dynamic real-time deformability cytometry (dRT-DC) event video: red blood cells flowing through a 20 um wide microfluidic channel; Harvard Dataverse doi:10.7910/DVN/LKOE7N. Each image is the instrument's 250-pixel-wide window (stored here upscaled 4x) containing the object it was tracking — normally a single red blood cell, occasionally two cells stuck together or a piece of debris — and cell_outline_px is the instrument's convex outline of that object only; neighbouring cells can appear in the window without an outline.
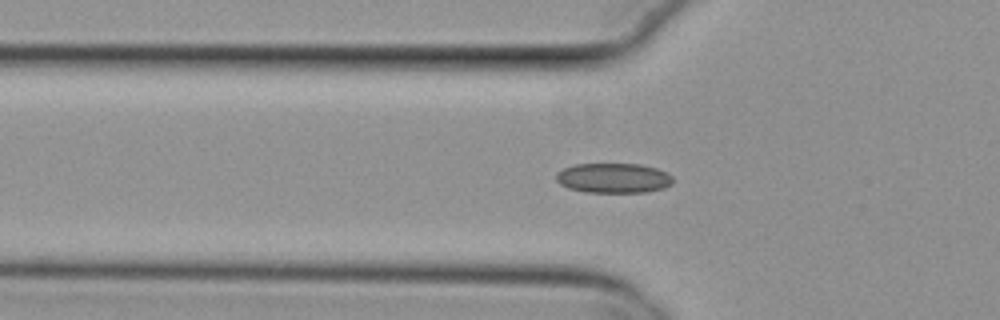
{"species": "common noctule bat (a hibernating species)", "species_latin": "Nyctalus noctula", "temperature_condition": "cold", "stored_images_in_passage": 41, "segment_of_instrument_passage": [1, 2], "camera_frame_rate_fps": 3000, "um_per_image_px": 0.085, "animal": {"sex": "female", "body_mass_g": 29.2, "forearm_length_mm": 56.3}, "frame": {"image": 1, "passage_image": 4, "time_ms": 1.0, "image_size_px": [1000, 320], "cell_outline_px": [[672, 184], [664, 188], [648, 192], [584, 192], [568, 188], [560, 184], [556, 180], [556, 172], [564, 168], [576, 164], [640, 164], [656, 168], [672, 176]], "centroid_in_image_um": [52.13, 15.14], "position_along_channel_um": 73.7, "area_um2": 20.35}}
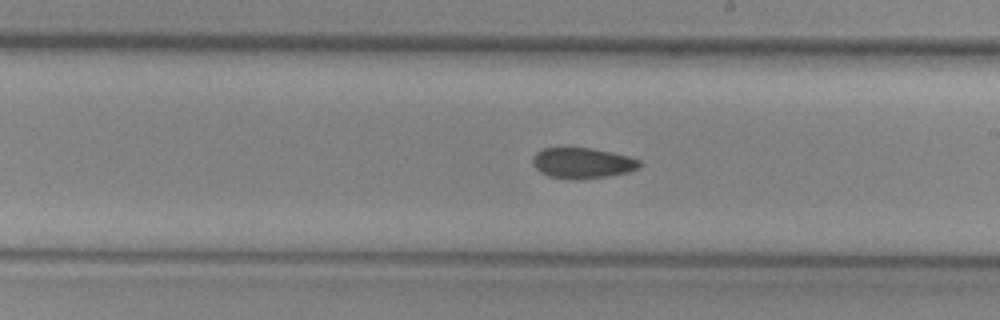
{"frame": {"image": 2, "passage_image": 17, "time_ms": 5.333, "image_size_px": [1000, 320], "cell_outline_px": [[644, 164], [640, 168], [628, 172], [608, 176], [580, 180], [572, 180], [548, 176], [540, 172], [532, 164], [532, 156], [536, 152], [544, 148], [560, 144], [592, 148], [612, 152], [628, 156], [640, 160]], "centroid_in_image_um": [49.47, 13.82], "position_along_channel_um": 239.5, "area_um2": 20.11}}
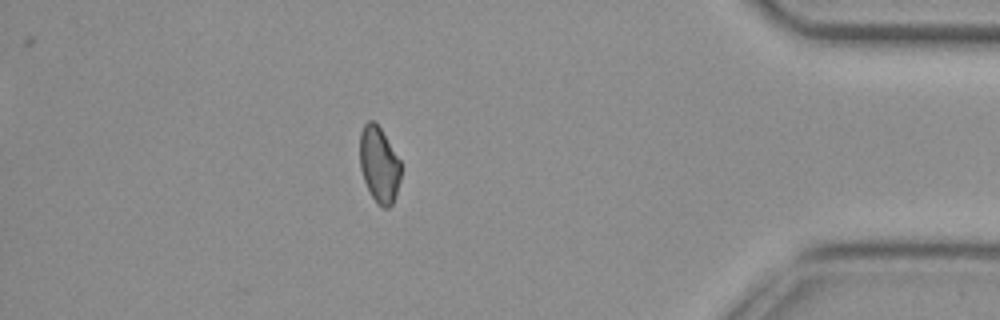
{"frame": {"image": 3, "passage_image": 33, "time_ms": 10.667, "image_size_px": [1000, 320], "cell_outline_px": [[400, 180], [396, 196], [392, 204], [388, 208], [384, 208], [372, 196], [364, 180], [360, 168], [360, 132], [364, 124], [368, 120], [372, 120], [380, 128], [400, 160]], "centroid_in_image_um": [32.22, 13.98], "position_along_channel_um": 403.0, "area_um2": 17.92}}